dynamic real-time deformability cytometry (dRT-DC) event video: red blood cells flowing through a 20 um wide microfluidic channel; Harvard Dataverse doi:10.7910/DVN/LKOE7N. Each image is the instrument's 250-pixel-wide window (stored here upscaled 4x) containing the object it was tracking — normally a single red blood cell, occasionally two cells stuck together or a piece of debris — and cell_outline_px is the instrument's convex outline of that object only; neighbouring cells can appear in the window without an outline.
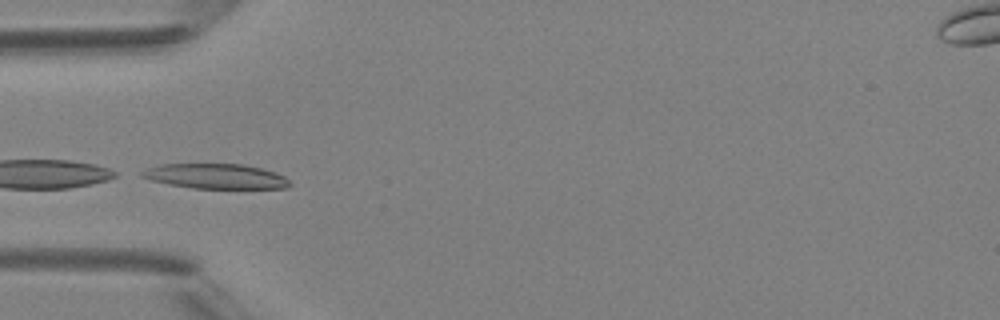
{"species": "Egyptian fruit bat (a non-hibernating species)", "species_latin": "Rousettus aegyptiacus", "temperature_condition": "room temperature", "stored_images_in_passage": 4, "camera_frame_rate_fps": 3000, "um_per_image_px": 0.085, "animal": {"sex": "female"}, "frame": {"image": 1, "passage_image": 4, "time_ms": 3.333, "image_size_px": [1000, 320], "cell_outline_px": [[292, 184], [288, 188], [192, 188], [168, 184], [152, 180], [140, 176], [140, 172], [148, 168], [160, 164], [244, 164], [276, 172], [284, 176]], "centroid_in_image_um": [18.35, 14.98], "position_along_channel_um": 66.7, "area_um2": 21.44}}